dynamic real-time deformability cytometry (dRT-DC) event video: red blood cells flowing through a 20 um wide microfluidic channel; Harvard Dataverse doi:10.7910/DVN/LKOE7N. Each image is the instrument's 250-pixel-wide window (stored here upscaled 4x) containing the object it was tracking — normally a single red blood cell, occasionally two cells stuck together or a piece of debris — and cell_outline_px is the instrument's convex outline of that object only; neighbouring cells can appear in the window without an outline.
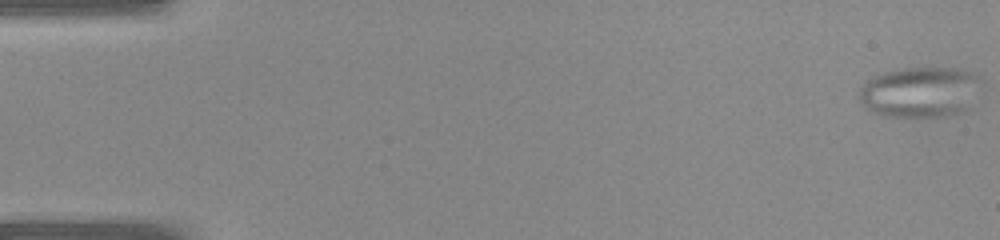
{"species": "common noctule bat (a hibernating species)", "species_latin": "Nyctalus noctula", "temperature_condition": "warm", "stored_images_in_passage": 41, "segment_of_instrument_passage": [1, 2], "camera_frame_rate_fps": 3000, "um_per_image_px": 0.085, "animal": {"sex": "female", "body_mass_g": 22.0, "forearm_length_mm": 56.7}, "frame": {"image": 1, "passage_image": 1, "time_ms": 0.0, "image_size_px": [1000, 240], "cell_outline_px": [[976, 76], [960, 112], [944, 116], [884, 116], [872, 112], [860, 100], [860, 88], [872, 76], [884, 72], [900, 68], [948, 68], [968, 72]], "centroid_in_image_um": [77.96, 7.82], "position_along_channel_um": 7.0, "area_um2": 33.81}}
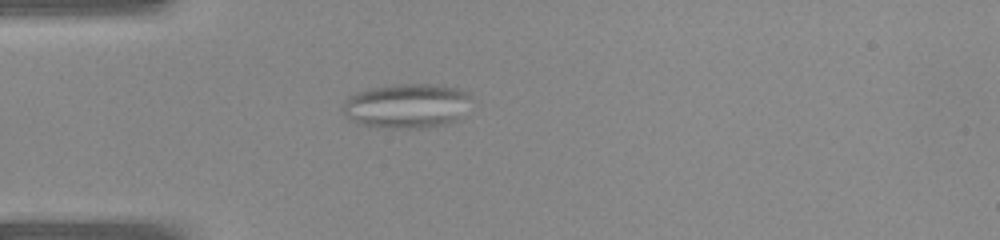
{"frame": {"image": 2, "passage_image": 12, "time_ms": 3.667, "image_size_px": [1000, 240], "cell_outline_px": [[472, 96], [464, 116], [460, 120], [428, 128], [384, 128], [356, 124], [340, 108], [348, 96], [368, 88], [396, 84], [428, 84], [460, 88], [468, 92]], "centroid_in_image_um": [34.61, 9.0], "position_along_channel_um": 50.4, "area_um2": 33.99}}